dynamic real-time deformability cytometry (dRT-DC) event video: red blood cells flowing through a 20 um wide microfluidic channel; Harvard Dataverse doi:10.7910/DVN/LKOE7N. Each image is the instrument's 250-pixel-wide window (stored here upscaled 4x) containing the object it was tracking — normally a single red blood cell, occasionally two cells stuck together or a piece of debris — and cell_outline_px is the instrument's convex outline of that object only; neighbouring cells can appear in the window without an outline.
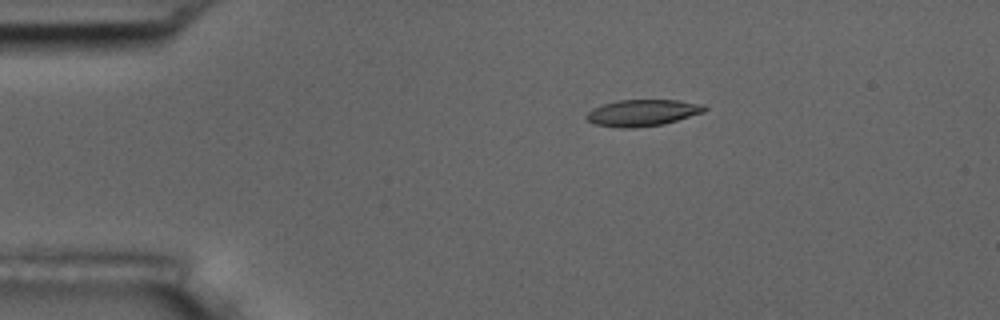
{"species": "common noctule bat (a hibernating species)", "species_latin": "Nyctalus noctula", "temperature_condition": "room temperature", "stored_images_in_passage": 7, "camera_frame_rate_fps": 3000, "um_per_image_px": 0.085, "animal": {"sex": "male", "body_mass_g": 17.5, "forearm_length_mm": 52.3}, "frame": {"image": 1, "passage_image": 4, "time_ms": 3.333, "image_size_px": [1000, 320], "cell_outline_px": [[708, 108], [704, 112], [664, 124], [632, 128], [620, 128], [596, 124], [588, 120], [584, 116], [592, 108], [600, 104], [616, 100], [676, 100], [704, 104]], "centroid_in_image_um": [54.6, 9.58], "position_along_channel_um": 30.4, "area_um2": 18.38}}
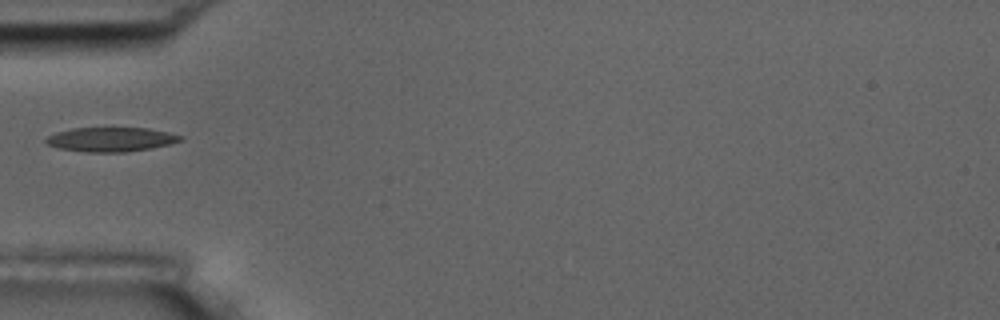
{"frame": {"image": 2, "passage_image": 6, "time_ms": 6.0, "image_size_px": [1000, 320], "cell_outline_px": [[184, 140], [152, 148], [124, 152], [84, 152], [60, 148], [48, 144], [44, 140], [48, 136], [56, 132], [72, 128], [148, 128], [168, 132], [184, 136]], "centroid_in_image_um": [9.45, 11.85], "position_along_channel_um": 75.5, "area_um2": 19.02}}